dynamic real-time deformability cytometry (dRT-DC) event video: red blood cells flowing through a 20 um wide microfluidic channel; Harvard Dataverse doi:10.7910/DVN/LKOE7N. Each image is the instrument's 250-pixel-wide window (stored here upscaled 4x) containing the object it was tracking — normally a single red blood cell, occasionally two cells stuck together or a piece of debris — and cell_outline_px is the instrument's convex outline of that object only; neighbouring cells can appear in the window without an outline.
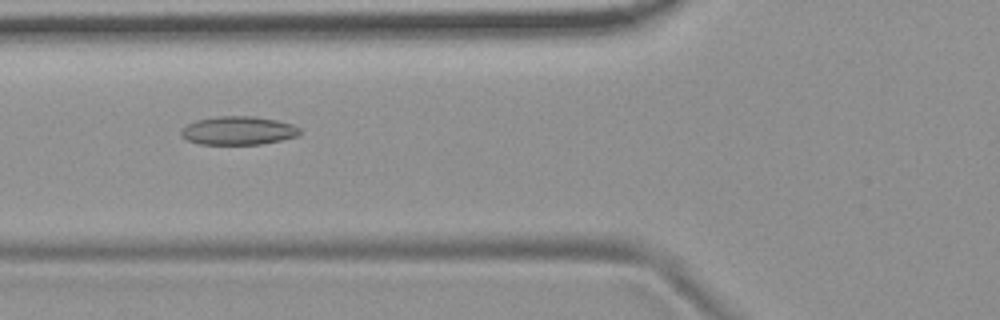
{"species": "common noctule bat (a hibernating species)", "species_latin": "Nyctalus noctula", "temperature_condition": "room temperature", "stored_images_in_passage": 46, "camera_frame_rate_fps": 3000, "um_per_image_px": 0.085, "animal": {"sex": "female", "body_mass_g": 19.9}, "frame": {"image": 1, "passage_image": 12, "time_ms": 3.667, "image_size_px": [1000, 320], "cell_outline_px": [[300, 132], [296, 136], [280, 140], [260, 144], [200, 144], [188, 140], [180, 136], [180, 128], [196, 120], [216, 116], [252, 116], [276, 120], [292, 124], [300, 128]], "centroid_in_image_um": [20.2, 11.09], "position_along_channel_um": 105.6, "area_um2": 19.65}}
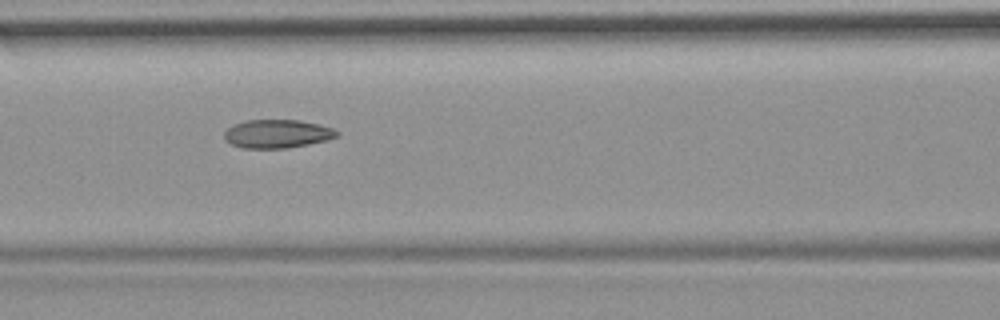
{"frame": {"image": 2, "passage_image": 15, "time_ms": 4.667, "image_size_px": [1000, 320], "cell_outline_px": [[340, 136], [328, 140], [288, 148], [244, 148], [232, 144], [224, 140], [224, 132], [228, 128], [244, 120], [300, 120], [332, 128], [340, 132]], "centroid_in_image_um": [23.58, 11.37], "position_along_channel_um": 143.0, "area_um2": 18.67}}
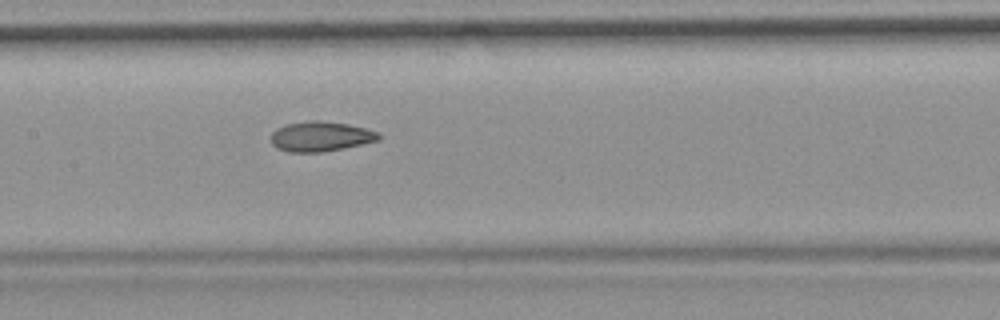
{"frame": {"image": 3, "passage_image": 18, "time_ms": 5.667, "image_size_px": [1000, 320], "cell_outline_px": [[380, 140], [344, 148], [320, 152], [288, 152], [276, 148], [272, 144], [272, 132], [276, 128], [288, 124], [308, 120], [316, 120], [348, 124], [380, 132]], "centroid_in_image_um": [27.25, 11.6], "position_along_channel_um": 180.1, "area_um2": 18.79}, "authors_computed_cell_mechanics": {"area_um2": 19.074, "velocity_mm_per_s": 3.7227, "shape_relaxation_time_tau1_ms": null, "shape_relaxation_time_tau2_ms": 2.6782, "deformation_change_tau1": null, "deformation_change_tau2": 0.087}}